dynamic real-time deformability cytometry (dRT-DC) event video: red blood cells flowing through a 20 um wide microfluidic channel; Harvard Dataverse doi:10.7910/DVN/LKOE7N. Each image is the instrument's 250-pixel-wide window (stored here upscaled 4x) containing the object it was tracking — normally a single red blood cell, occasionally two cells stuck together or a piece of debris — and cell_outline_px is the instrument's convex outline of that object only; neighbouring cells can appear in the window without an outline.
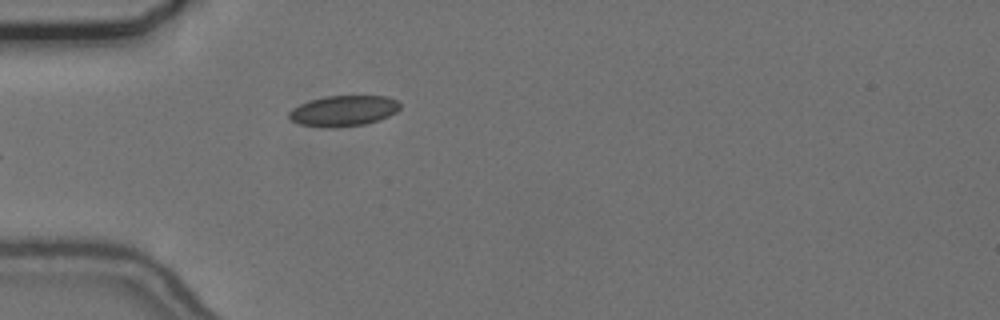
{"species": "common noctule bat (a hibernating species)", "species_latin": "Nyctalus noctula", "temperature_condition": "cold", "stored_images_in_passage": 4, "camera_frame_rate_fps": 3000, "um_per_image_px": 0.085, "animal": {"sex": "female", "body_mass_g": 24.6, "forearm_length_mm": 56.2}, "frame": {"image": 1, "passage_image": 4, "time_ms": 4.333, "image_size_px": [1000, 320], "cell_outline_px": [[400, 108], [396, 112], [380, 120], [364, 124], [336, 128], [328, 128], [300, 124], [292, 120], [288, 116], [288, 112], [292, 108], [300, 104], [312, 100], [328, 96], [388, 96], [396, 100], [400, 104]], "centroid_in_image_um": [29.21, 9.43], "position_along_channel_um": 55.8, "area_um2": 19.83}}